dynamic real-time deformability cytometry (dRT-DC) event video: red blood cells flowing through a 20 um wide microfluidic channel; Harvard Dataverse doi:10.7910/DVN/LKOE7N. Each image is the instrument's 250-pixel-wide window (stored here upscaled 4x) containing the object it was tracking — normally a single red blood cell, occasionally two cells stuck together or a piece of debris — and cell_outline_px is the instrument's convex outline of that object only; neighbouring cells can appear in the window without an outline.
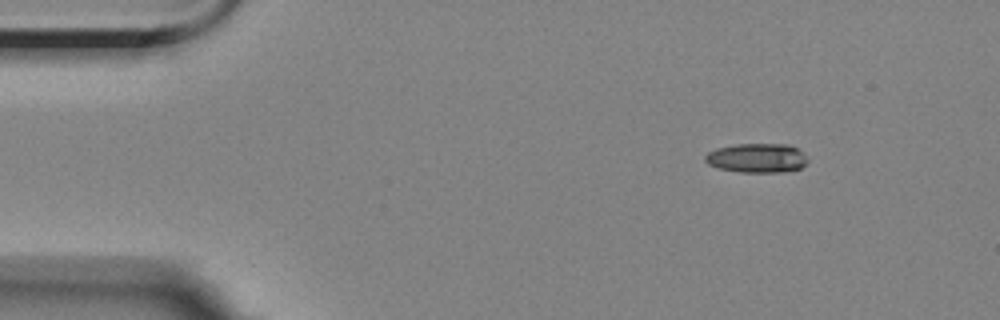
{"species": "Egyptian fruit bat (a non-hibernating species)", "species_latin": "Rousettus aegyptiacus", "temperature_condition": "room temperature", "stored_images_in_passage": 7, "camera_frame_rate_fps": 3000, "um_per_image_px": 0.085, "animal": {"sex": "female"}, "frame": {"image": 1, "passage_image": 1, "time_ms": 0.0, "image_size_px": [1000, 320], "cell_outline_px": [[808, 160], [800, 168], [784, 172], [740, 172], [720, 168], [708, 164], [704, 160], [704, 156], [708, 152], [716, 148], [736, 144], [788, 144], [804, 152]], "centroid_in_image_um": [64.34, 13.42], "position_along_channel_um": 20.7, "area_um2": 17.51}}
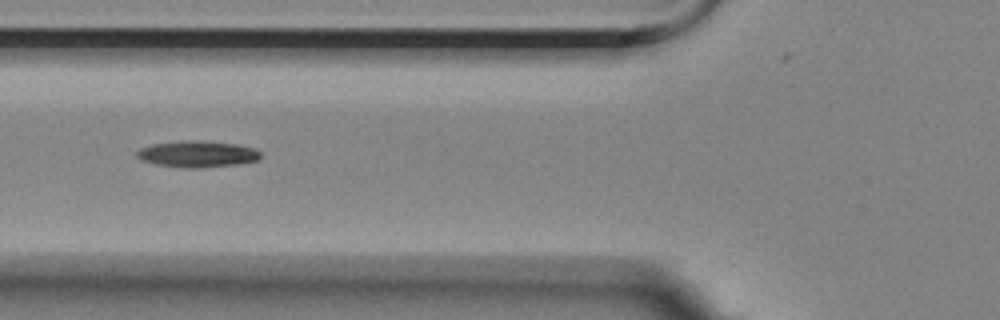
{"frame": {"image": 2, "passage_image": 5, "time_ms": 4.667, "image_size_px": [1000, 320], "cell_outline_px": [[260, 160], [240, 164], [200, 168], [184, 168], [156, 164], [140, 160], [136, 156], [136, 152], [140, 148], [152, 144], [188, 140], [196, 140], [236, 144], [256, 148], [260, 152]], "centroid_in_image_um": [16.79, 13.1], "position_along_channel_um": 109.0, "area_um2": 19.19}}
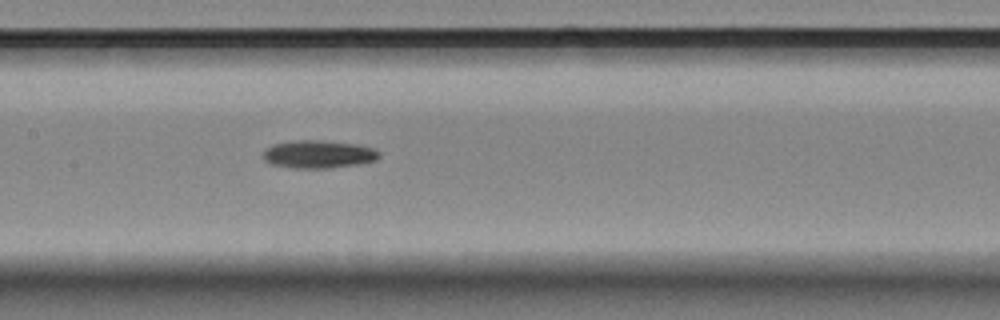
{"frame": {"image": 3, "passage_image": 7, "time_ms": 6.667, "image_size_px": [1000, 320], "cell_outline_px": [[380, 156], [376, 160], [356, 164], [328, 168], [296, 168], [272, 164], [264, 160], [264, 152], [272, 144], [292, 140], [320, 140], [356, 144], [376, 148], [380, 152]], "centroid_in_image_um": [27.09, 13.1], "position_along_channel_um": 180.3, "area_um2": 18.79}}